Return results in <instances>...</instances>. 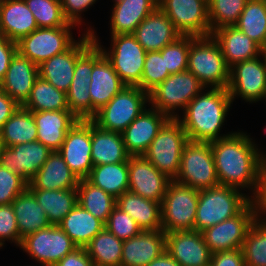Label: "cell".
<instances>
[{"label": "cell", "mask_w": 266, "mask_h": 266, "mask_svg": "<svg viewBox=\"0 0 266 266\" xmlns=\"http://www.w3.org/2000/svg\"><path fill=\"white\" fill-rule=\"evenodd\" d=\"M246 134L234 132L211 142V149L219 185L241 190L249 188L254 194L260 164L266 159V153L260 152Z\"/></svg>", "instance_id": "obj_1"}, {"label": "cell", "mask_w": 266, "mask_h": 266, "mask_svg": "<svg viewBox=\"0 0 266 266\" xmlns=\"http://www.w3.org/2000/svg\"><path fill=\"white\" fill-rule=\"evenodd\" d=\"M232 103L228 90L223 88H210L197 95L188 103L182 119L178 118L188 140L213 142L234 133L219 136Z\"/></svg>", "instance_id": "obj_2"}, {"label": "cell", "mask_w": 266, "mask_h": 266, "mask_svg": "<svg viewBox=\"0 0 266 266\" xmlns=\"http://www.w3.org/2000/svg\"><path fill=\"white\" fill-rule=\"evenodd\" d=\"M240 191L222 185L199 190L194 230L202 232L238 215L250 203L249 194Z\"/></svg>", "instance_id": "obj_3"}, {"label": "cell", "mask_w": 266, "mask_h": 266, "mask_svg": "<svg viewBox=\"0 0 266 266\" xmlns=\"http://www.w3.org/2000/svg\"><path fill=\"white\" fill-rule=\"evenodd\" d=\"M187 70L207 88L228 89L229 70L218 42L212 35L196 37L190 44Z\"/></svg>", "instance_id": "obj_4"}, {"label": "cell", "mask_w": 266, "mask_h": 266, "mask_svg": "<svg viewBox=\"0 0 266 266\" xmlns=\"http://www.w3.org/2000/svg\"><path fill=\"white\" fill-rule=\"evenodd\" d=\"M86 33L92 34L93 41L101 48L103 55L126 86L140 84L147 51L133 34L111 35L112 47L107 52L98 42V36L92 28L86 30Z\"/></svg>", "instance_id": "obj_5"}, {"label": "cell", "mask_w": 266, "mask_h": 266, "mask_svg": "<svg viewBox=\"0 0 266 266\" xmlns=\"http://www.w3.org/2000/svg\"><path fill=\"white\" fill-rule=\"evenodd\" d=\"M206 87L190 71L169 75L149 93V105L168 118H179L176 109L185 110L197 95Z\"/></svg>", "instance_id": "obj_6"}, {"label": "cell", "mask_w": 266, "mask_h": 266, "mask_svg": "<svg viewBox=\"0 0 266 266\" xmlns=\"http://www.w3.org/2000/svg\"><path fill=\"white\" fill-rule=\"evenodd\" d=\"M188 136L178 118H169L143 154L160 172L174 180Z\"/></svg>", "instance_id": "obj_7"}, {"label": "cell", "mask_w": 266, "mask_h": 266, "mask_svg": "<svg viewBox=\"0 0 266 266\" xmlns=\"http://www.w3.org/2000/svg\"><path fill=\"white\" fill-rule=\"evenodd\" d=\"M149 94L138 86H125L91 121L99 128L122 133L146 108Z\"/></svg>", "instance_id": "obj_8"}, {"label": "cell", "mask_w": 266, "mask_h": 266, "mask_svg": "<svg viewBox=\"0 0 266 266\" xmlns=\"http://www.w3.org/2000/svg\"><path fill=\"white\" fill-rule=\"evenodd\" d=\"M175 182L198 190L219 185L211 142L188 141L184 146Z\"/></svg>", "instance_id": "obj_9"}, {"label": "cell", "mask_w": 266, "mask_h": 266, "mask_svg": "<svg viewBox=\"0 0 266 266\" xmlns=\"http://www.w3.org/2000/svg\"><path fill=\"white\" fill-rule=\"evenodd\" d=\"M199 190L172 180L161 202V224L165 233L194 230Z\"/></svg>", "instance_id": "obj_10"}, {"label": "cell", "mask_w": 266, "mask_h": 266, "mask_svg": "<svg viewBox=\"0 0 266 266\" xmlns=\"http://www.w3.org/2000/svg\"><path fill=\"white\" fill-rule=\"evenodd\" d=\"M19 247L41 266H54L77 248L58 225H50L25 236Z\"/></svg>", "instance_id": "obj_11"}, {"label": "cell", "mask_w": 266, "mask_h": 266, "mask_svg": "<svg viewBox=\"0 0 266 266\" xmlns=\"http://www.w3.org/2000/svg\"><path fill=\"white\" fill-rule=\"evenodd\" d=\"M73 27L37 28L22 37L17 51L36 65L68 50L77 40L72 37Z\"/></svg>", "instance_id": "obj_12"}, {"label": "cell", "mask_w": 266, "mask_h": 266, "mask_svg": "<svg viewBox=\"0 0 266 266\" xmlns=\"http://www.w3.org/2000/svg\"><path fill=\"white\" fill-rule=\"evenodd\" d=\"M158 7L181 35H211L208 0H158Z\"/></svg>", "instance_id": "obj_13"}, {"label": "cell", "mask_w": 266, "mask_h": 266, "mask_svg": "<svg viewBox=\"0 0 266 266\" xmlns=\"http://www.w3.org/2000/svg\"><path fill=\"white\" fill-rule=\"evenodd\" d=\"M260 57L230 67L227 90L232 101L238 96L249 103L266 99V66Z\"/></svg>", "instance_id": "obj_14"}, {"label": "cell", "mask_w": 266, "mask_h": 266, "mask_svg": "<svg viewBox=\"0 0 266 266\" xmlns=\"http://www.w3.org/2000/svg\"><path fill=\"white\" fill-rule=\"evenodd\" d=\"M256 220V212L249 203L233 218L206 228L202 234L209 251L216 253L242 248L245 237Z\"/></svg>", "instance_id": "obj_15"}, {"label": "cell", "mask_w": 266, "mask_h": 266, "mask_svg": "<svg viewBox=\"0 0 266 266\" xmlns=\"http://www.w3.org/2000/svg\"><path fill=\"white\" fill-rule=\"evenodd\" d=\"M128 190L143 198L162 202L168 184L172 181L160 172L144 155H130L128 158Z\"/></svg>", "instance_id": "obj_16"}, {"label": "cell", "mask_w": 266, "mask_h": 266, "mask_svg": "<svg viewBox=\"0 0 266 266\" xmlns=\"http://www.w3.org/2000/svg\"><path fill=\"white\" fill-rule=\"evenodd\" d=\"M125 86L101 48L93 41V71L89 83L91 119Z\"/></svg>", "instance_id": "obj_17"}, {"label": "cell", "mask_w": 266, "mask_h": 266, "mask_svg": "<svg viewBox=\"0 0 266 266\" xmlns=\"http://www.w3.org/2000/svg\"><path fill=\"white\" fill-rule=\"evenodd\" d=\"M58 152L79 180L86 179L93 167L91 120H78L66 134Z\"/></svg>", "instance_id": "obj_18"}, {"label": "cell", "mask_w": 266, "mask_h": 266, "mask_svg": "<svg viewBox=\"0 0 266 266\" xmlns=\"http://www.w3.org/2000/svg\"><path fill=\"white\" fill-rule=\"evenodd\" d=\"M52 152L39 141L1 146L0 165L16 173L28 184Z\"/></svg>", "instance_id": "obj_19"}, {"label": "cell", "mask_w": 266, "mask_h": 266, "mask_svg": "<svg viewBox=\"0 0 266 266\" xmlns=\"http://www.w3.org/2000/svg\"><path fill=\"white\" fill-rule=\"evenodd\" d=\"M93 42L92 34L84 33L68 50L57 54L38 66L39 77L58 90L68 92L77 57Z\"/></svg>", "instance_id": "obj_20"}, {"label": "cell", "mask_w": 266, "mask_h": 266, "mask_svg": "<svg viewBox=\"0 0 266 266\" xmlns=\"http://www.w3.org/2000/svg\"><path fill=\"white\" fill-rule=\"evenodd\" d=\"M93 71V42L77 57L67 96L69 111L78 120H91L89 83Z\"/></svg>", "instance_id": "obj_21"}, {"label": "cell", "mask_w": 266, "mask_h": 266, "mask_svg": "<svg viewBox=\"0 0 266 266\" xmlns=\"http://www.w3.org/2000/svg\"><path fill=\"white\" fill-rule=\"evenodd\" d=\"M165 250L181 266H209L212 253L202 232L195 230L166 233Z\"/></svg>", "instance_id": "obj_22"}, {"label": "cell", "mask_w": 266, "mask_h": 266, "mask_svg": "<svg viewBox=\"0 0 266 266\" xmlns=\"http://www.w3.org/2000/svg\"><path fill=\"white\" fill-rule=\"evenodd\" d=\"M169 118L154 109L145 110L122 132L126 152L143 155Z\"/></svg>", "instance_id": "obj_23"}, {"label": "cell", "mask_w": 266, "mask_h": 266, "mask_svg": "<svg viewBox=\"0 0 266 266\" xmlns=\"http://www.w3.org/2000/svg\"><path fill=\"white\" fill-rule=\"evenodd\" d=\"M166 246V233L160 230H143L123 241L121 266H146L158 258Z\"/></svg>", "instance_id": "obj_24"}, {"label": "cell", "mask_w": 266, "mask_h": 266, "mask_svg": "<svg viewBox=\"0 0 266 266\" xmlns=\"http://www.w3.org/2000/svg\"><path fill=\"white\" fill-rule=\"evenodd\" d=\"M38 77V65L17 51L0 82V89L22 106L29 98Z\"/></svg>", "instance_id": "obj_25"}, {"label": "cell", "mask_w": 266, "mask_h": 266, "mask_svg": "<svg viewBox=\"0 0 266 266\" xmlns=\"http://www.w3.org/2000/svg\"><path fill=\"white\" fill-rule=\"evenodd\" d=\"M133 35L146 51H160L181 36L159 7L137 26Z\"/></svg>", "instance_id": "obj_26"}, {"label": "cell", "mask_w": 266, "mask_h": 266, "mask_svg": "<svg viewBox=\"0 0 266 266\" xmlns=\"http://www.w3.org/2000/svg\"><path fill=\"white\" fill-rule=\"evenodd\" d=\"M36 127L37 141L52 151H58L68 131L78 119L69 111H31Z\"/></svg>", "instance_id": "obj_27"}, {"label": "cell", "mask_w": 266, "mask_h": 266, "mask_svg": "<svg viewBox=\"0 0 266 266\" xmlns=\"http://www.w3.org/2000/svg\"><path fill=\"white\" fill-rule=\"evenodd\" d=\"M218 42L227 66L260 56L261 47L236 26H223L211 34Z\"/></svg>", "instance_id": "obj_28"}, {"label": "cell", "mask_w": 266, "mask_h": 266, "mask_svg": "<svg viewBox=\"0 0 266 266\" xmlns=\"http://www.w3.org/2000/svg\"><path fill=\"white\" fill-rule=\"evenodd\" d=\"M78 182L79 178L68 167L62 155L52 151L27 189L70 190L76 189Z\"/></svg>", "instance_id": "obj_29"}, {"label": "cell", "mask_w": 266, "mask_h": 266, "mask_svg": "<svg viewBox=\"0 0 266 266\" xmlns=\"http://www.w3.org/2000/svg\"><path fill=\"white\" fill-rule=\"evenodd\" d=\"M38 28L24 0H4L0 12V34L18 42Z\"/></svg>", "instance_id": "obj_30"}, {"label": "cell", "mask_w": 266, "mask_h": 266, "mask_svg": "<svg viewBox=\"0 0 266 266\" xmlns=\"http://www.w3.org/2000/svg\"><path fill=\"white\" fill-rule=\"evenodd\" d=\"M122 133L106 131L91 121V160L93 166L128 162Z\"/></svg>", "instance_id": "obj_31"}, {"label": "cell", "mask_w": 266, "mask_h": 266, "mask_svg": "<svg viewBox=\"0 0 266 266\" xmlns=\"http://www.w3.org/2000/svg\"><path fill=\"white\" fill-rule=\"evenodd\" d=\"M113 6L111 35L133 34L137 26L158 8V0H123Z\"/></svg>", "instance_id": "obj_32"}, {"label": "cell", "mask_w": 266, "mask_h": 266, "mask_svg": "<svg viewBox=\"0 0 266 266\" xmlns=\"http://www.w3.org/2000/svg\"><path fill=\"white\" fill-rule=\"evenodd\" d=\"M116 206L128 213L141 230H160L161 203L149 200L131 191L116 198Z\"/></svg>", "instance_id": "obj_33"}, {"label": "cell", "mask_w": 266, "mask_h": 266, "mask_svg": "<svg viewBox=\"0 0 266 266\" xmlns=\"http://www.w3.org/2000/svg\"><path fill=\"white\" fill-rule=\"evenodd\" d=\"M58 226L70 237L77 247L83 248L105 228V224L101 220L83 209L78 203Z\"/></svg>", "instance_id": "obj_34"}, {"label": "cell", "mask_w": 266, "mask_h": 266, "mask_svg": "<svg viewBox=\"0 0 266 266\" xmlns=\"http://www.w3.org/2000/svg\"><path fill=\"white\" fill-rule=\"evenodd\" d=\"M12 206L20 234V244L25 236L51 225L44 209L28 189L12 201Z\"/></svg>", "instance_id": "obj_35"}, {"label": "cell", "mask_w": 266, "mask_h": 266, "mask_svg": "<svg viewBox=\"0 0 266 266\" xmlns=\"http://www.w3.org/2000/svg\"><path fill=\"white\" fill-rule=\"evenodd\" d=\"M86 180L117 198L128 191V162L93 166Z\"/></svg>", "instance_id": "obj_36"}, {"label": "cell", "mask_w": 266, "mask_h": 266, "mask_svg": "<svg viewBox=\"0 0 266 266\" xmlns=\"http://www.w3.org/2000/svg\"><path fill=\"white\" fill-rule=\"evenodd\" d=\"M44 209L51 225H58L77 204V189H28Z\"/></svg>", "instance_id": "obj_37"}, {"label": "cell", "mask_w": 266, "mask_h": 266, "mask_svg": "<svg viewBox=\"0 0 266 266\" xmlns=\"http://www.w3.org/2000/svg\"><path fill=\"white\" fill-rule=\"evenodd\" d=\"M37 141V127L31 111L20 106L0 131L1 146Z\"/></svg>", "instance_id": "obj_38"}, {"label": "cell", "mask_w": 266, "mask_h": 266, "mask_svg": "<svg viewBox=\"0 0 266 266\" xmlns=\"http://www.w3.org/2000/svg\"><path fill=\"white\" fill-rule=\"evenodd\" d=\"M77 203L97 219L106 224L109 215L116 206V198L93 186L86 179H81L77 186Z\"/></svg>", "instance_id": "obj_39"}, {"label": "cell", "mask_w": 266, "mask_h": 266, "mask_svg": "<svg viewBox=\"0 0 266 266\" xmlns=\"http://www.w3.org/2000/svg\"><path fill=\"white\" fill-rule=\"evenodd\" d=\"M22 107L29 111L69 110L66 93L40 77L35 80L30 96Z\"/></svg>", "instance_id": "obj_40"}, {"label": "cell", "mask_w": 266, "mask_h": 266, "mask_svg": "<svg viewBox=\"0 0 266 266\" xmlns=\"http://www.w3.org/2000/svg\"><path fill=\"white\" fill-rule=\"evenodd\" d=\"M123 241L106 228L85 247L95 266H121Z\"/></svg>", "instance_id": "obj_41"}, {"label": "cell", "mask_w": 266, "mask_h": 266, "mask_svg": "<svg viewBox=\"0 0 266 266\" xmlns=\"http://www.w3.org/2000/svg\"><path fill=\"white\" fill-rule=\"evenodd\" d=\"M234 26L262 47L266 43V0H248Z\"/></svg>", "instance_id": "obj_42"}, {"label": "cell", "mask_w": 266, "mask_h": 266, "mask_svg": "<svg viewBox=\"0 0 266 266\" xmlns=\"http://www.w3.org/2000/svg\"><path fill=\"white\" fill-rule=\"evenodd\" d=\"M241 249L245 266H266V219L257 218Z\"/></svg>", "instance_id": "obj_43"}, {"label": "cell", "mask_w": 266, "mask_h": 266, "mask_svg": "<svg viewBox=\"0 0 266 266\" xmlns=\"http://www.w3.org/2000/svg\"><path fill=\"white\" fill-rule=\"evenodd\" d=\"M32 12L38 28L75 27L62 12L61 0H24Z\"/></svg>", "instance_id": "obj_44"}, {"label": "cell", "mask_w": 266, "mask_h": 266, "mask_svg": "<svg viewBox=\"0 0 266 266\" xmlns=\"http://www.w3.org/2000/svg\"><path fill=\"white\" fill-rule=\"evenodd\" d=\"M248 0H208L211 34L223 26H234Z\"/></svg>", "instance_id": "obj_45"}, {"label": "cell", "mask_w": 266, "mask_h": 266, "mask_svg": "<svg viewBox=\"0 0 266 266\" xmlns=\"http://www.w3.org/2000/svg\"><path fill=\"white\" fill-rule=\"evenodd\" d=\"M169 75L165 63V54H161L160 51H147L142 78L138 87L149 94Z\"/></svg>", "instance_id": "obj_46"}, {"label": "cell", "mask_w": 266, "mask_h": 266, "mask_svg": "<svg viewBox=\"0 0 266 266\" xmlns=\"http://www.w3.org/2000/svg\"><path fill=\"white\" fill-rule=\"evenodd\" d=\"M195 38L191 35H181L160 50L161 54H165L166 68L170 75L187 70L188 52Z\"/></svg>", "instance_id": "obj_47"}, {"label": "cell", "mask_w": 266, "mask_h": 266, "mask_svg": "<svg viewBox=\"0 0 266 266\" xmlns=\"http://www.w3.org/2000/svg\"><path fill=\"white\" fill-rule=\"evenodd\" d=\"M105 228L122 241L130 239L142 231L136 221L117 206L109 215Z\"/></svg>", "instance_id": "obj_48"}, {"label": "cell", "mask_w": 266, "mask_h": 266, "mask_svg": "<svg viewBox=\"0 0 266 266\" xmlns=\"http://www.w3.org/2000/svg\"><path fill=\"white\" fill-rule=\"evenodd\" d=\"M28 188V183L16 173L0 165V205L12 201Z\"/></svg>", "instance_id": "obj_49"}, {"label": "cell", "mask_w": 266, "mask_h": 266, "mask_svg": "<svg viewBox=\"0 0 266 266\" xmlns=\"http://www.w3.org/2000/svg\"><path fill=\"white\" fill-rule=\"evenodd\" d=\"M5 240L20 246V234L12 204L0 205V248Z\"/></svg>", "instance_id": "obj_50"}, {"label": "cell", "mask_w": 266, "mask_h": 266, "mask_svg": "<svg viewBox=\"0 0 266 266\" xmlns=\"http://www.w3.org/2000/svg\"><path fill=\"white\" fill-rule=\"evenodd\" d=\"M250 203L256 212L257 218L262 219L261 215L266 214V159H263L260 164L257 187L253 196H250Z\"/></svg>", "instance_id": "obj_51"}, {"label": "cell", "mask_w": 266, "mask_h": 266, "mask_svg": "<svg viewBox=\"0 0 266 266\" xmlns=\"http://www.w3.org/2000/svg\"><path fill=\"white\" fill-rule=\"evenodd\" d=\"M97 0H61L62 12L65 19L76 26L81 25V14Z\"/></svg>", "instance_id": "obj_52"}, {"label": "cell", "mask_w": 266, "mask_h": 266, "mask_svg": "<svg viewBox=\"0 0 266 266\" xmlns=\"http://www.w3.org/2000/svg\"><path fill=\"white\" fill-rule=\"evenodd\" d=\"M209 266H245L242 249L212 253Z\"/></svg>", "instance_id": "obj_53"}, {"label": "cell", "mask_w": 266, "mask_h": 266, "mask_svg": "<svg viewBox=\"0 0 266 266\" xmlns=\"http://www.w3.org/2000/svg\"><path fill=\"white\" fill-rule=\"evenodd\" d=\"M17 52V43L0 34V82L8 70L11 59Z\"/></svg>", "instance_id": "obj_54"}, {"label": "cell", "mask_w": 266, "mask_h": 266, "mask_svg": "<svg viewBox=\"0 0 266 266\" xmlns=\"http://www.w3.org/2000/svg\"><path fill=\"white\" fill-rule=\"evenodd\" d=\"M54 266H95L85 248L77 247Z\"/></svg>", "instance_id": "obj_55"}, {"label": "cell", "mask_w": 266, "mask_h": 266, "mask_svg": "<svg viewBox=\"0 0 266 266\" xmlns=\"http://www.w3.org/2000/svg\"><path fill=\"white\" fill-rule=\"evenodd\" d=\"M20 105L0 89V131Z\"/></svg>", "instance_id": "obj_56"}, {"label": "cell", "mask_w": 266, "mask_h": 266, "mask_svg": "<svg viewBox=\"0 0 266 266\" xmlns=\"http://www.w3.org/2000/svg\"><path fill=\"white\" fill-rule=\"evenodd\" d=\"M146 266H181L166 250Z\"/></svg>", "instance_id": "obj_57"}, {"label": "cell", "mask_w": 266, "mask_h": 266, "mask_svg": "<svg viewBox=\"0 0 266 266\" xmlns=\"http://www.w3.org/2000/svg\"><path fill=\"white\" fill-rule=\"evenodd\" d=\"M260 55L263 58L264 64L266 66V43L261 47Z\"/></svg>", "instance_id": "obj_58"}, {"label": "cell", "mask_w": 266, "mask_h": 266, "mask_svg": "<svg viewBox=\"0 0 266 266\" xmlns=\"http://www.w3.org/2000/svg\"><path fill=\"white\" fill-rule=\"evenodd\" d=\"M3 2H4V0H0V12H1Z\"/></svg>", "instance_id": "obj_59"}, {"label": "cell", "mask_w": 266, "mask_h": 266, "mask_svg": "<svg viewBox=\"0 0 266 266\" xmlns=\"http://www.w3.org/2000/svg\"><path fill=\"white\" fill-rule=\"evenodd\" d=\"M115 2V4H117V3H120V2H122L123 0H114Z\"/></svg>", "instance_id": "obj_60"}]
</instances>
